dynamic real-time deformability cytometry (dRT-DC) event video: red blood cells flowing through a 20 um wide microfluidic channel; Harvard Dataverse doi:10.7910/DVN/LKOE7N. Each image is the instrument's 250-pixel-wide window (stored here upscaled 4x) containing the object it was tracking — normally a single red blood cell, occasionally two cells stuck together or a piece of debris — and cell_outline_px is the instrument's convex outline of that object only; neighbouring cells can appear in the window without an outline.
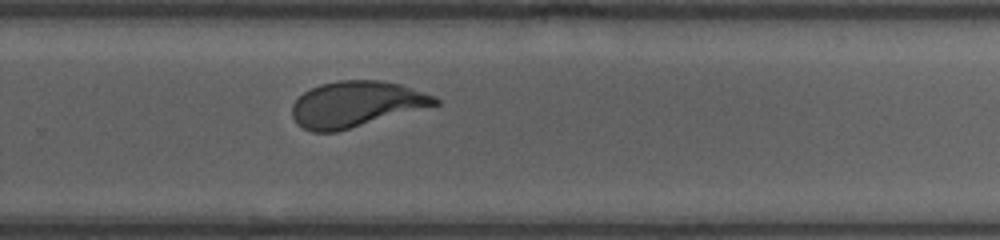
{"species": "human", "species_latin": "Homo sapiens", "temperature_condition": "room temperature", "stored_images_in_passage": 14, "camera_frame_rate_fps": 3000, "um_per_image_px": 0.085, "donor": {"sex": "female"}, "frame": {"image": 1, "passage_image": 14, "time_ms": 11.0, "image_size_px": [1000, 240], "cell_outline_px": [[440, 104], [336, 132], [312, 132], [296, 124], [292, 116], [292, 104], [304, 92], [320, 84], [340, 80], [380, 80], [400, 84], [436, 96], [440, 100]], "centroid_in_image_um": [30.26, 8.85], "position_along_channel_um": 299.5, "area_um2": 38.09}}